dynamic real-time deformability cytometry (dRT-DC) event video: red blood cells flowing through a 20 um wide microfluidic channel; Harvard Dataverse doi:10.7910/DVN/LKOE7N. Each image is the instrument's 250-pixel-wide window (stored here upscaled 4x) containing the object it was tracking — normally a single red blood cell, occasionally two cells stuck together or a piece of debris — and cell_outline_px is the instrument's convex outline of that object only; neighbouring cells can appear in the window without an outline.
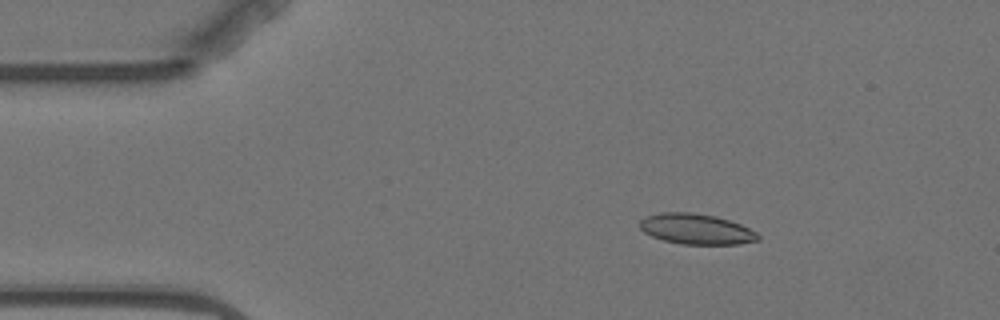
{"species": "Egyptian fruit bat (a non-hibernating species)", "species_latin": "Rousettus aegyptiacus", "temperature_condition": "warm", "stored_images_in_passage": 5, "camera_frame_rate_fps": 3000, "um_per_image_px": 0.085, "animal": {"sex": "female"}, "frame": {"image": 1, "passage_image": 2, "time_ms": 1.333, "image_size_px": [1000, 320], "cell_outline_px": [[760, 240], [740, 244], [680, 244], [664, 240], [652, 236], [644, 232], [640, 228], [640, 220], [648, 216], [660, 212], [692, 212], [716, 216], [740, 224], [756, 232], [760, 236]], "centroid_in_image_um": [59.19, 19.47], "position_along_channel_um": 25.8, "area_um2": 20.98}}